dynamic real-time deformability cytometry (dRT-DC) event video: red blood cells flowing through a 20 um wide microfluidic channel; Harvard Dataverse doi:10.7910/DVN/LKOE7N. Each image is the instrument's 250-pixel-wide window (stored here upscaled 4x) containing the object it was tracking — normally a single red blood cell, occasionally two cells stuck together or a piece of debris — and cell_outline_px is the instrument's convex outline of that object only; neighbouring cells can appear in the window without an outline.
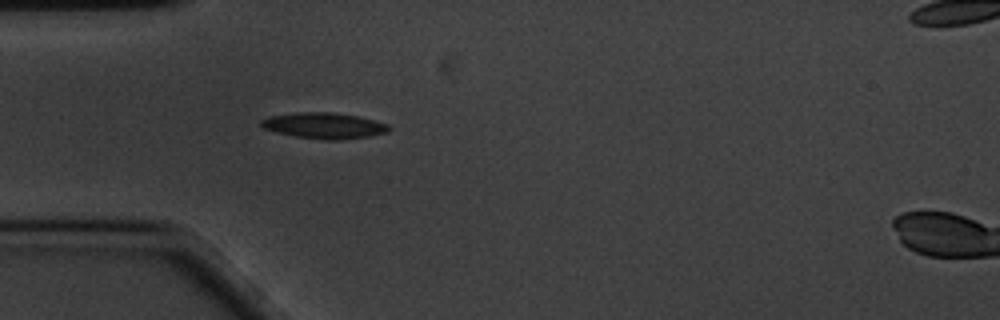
{"species": "common noctule bat (a hibernating species)", "species_latin": "Nyctalus noctula", "temperature_condition": "cold", "stored_images_in_passage": 43, "camera_frame_rate_fps": 3000, "um_per_image_px": 0.085, "animal": {"sex": "male", "body_mass_g": 20.1, "forearm_length_mm": 53.5}, "frame": {"image": 1, "passage_image": 1, "time_ms": 0.0, "image_size_px": [1000, 320], "cell_outline_px": [[392, 128], [388, 132], [368, 136], [340, 140], [328, 140], [296, 136], [276, 132], [264, 128], [260, 124], [260, 120], [268, 116], [296, 112], [332, 112], [356, 116], [388, 124]], "centroid_in_image_um": [27.53, 10.67], "position_along_channel_um": 57.5, "area_um2": 19.19}}
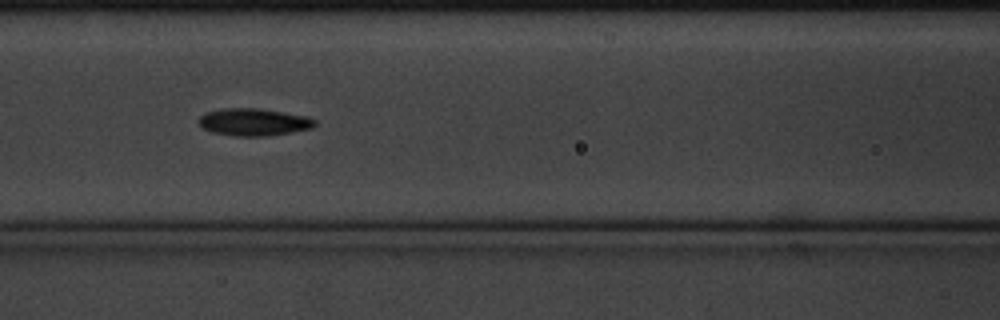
{"frame": {"image": 2, "passage_image": 9, "time_ms": 2.667, "image_size_px": [1000, 320], "cell_outline_px": [[316, 124], [312, 128], [268, 136], [232, 136], [212, 132], [200, 128], [196, 120], [204, 112], [220, 108], [256, 108], [308, 116], [316, 120]], "centroid_in_image_um": [21.49, 10.37], "position_along_channel_um": 145.1, "area_um2": 18.79}}
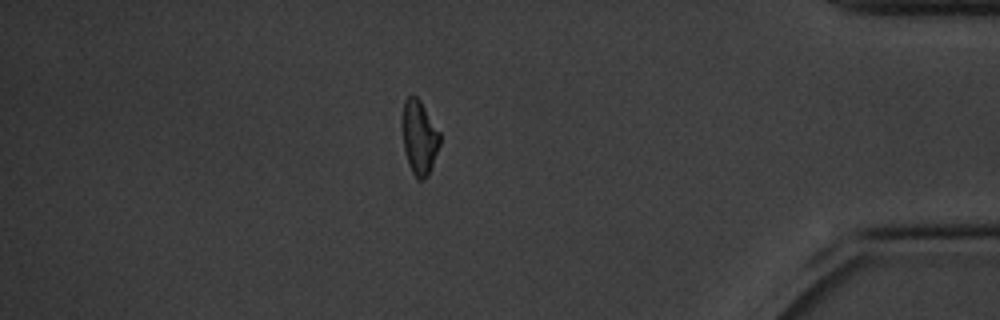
{"frame": {"image": 3, "passage_image": 35, "time_ms": 11.333, "image_size_px": [1000, 320], "cell_outline_px": [[440, 144], [432, 168], [428, 176], [424, 180], [416, 180], [408, 164], [404, 152], [404, 100], [412, 92], [420, 100], [440, 132]], "centroid_in_image_um": [35.67, 11.72], "position_along_channel_um": 399.5, "area_um2": 16.18}, "authors_computed_cell_mechanics": {"area_um2": 17.1666, "velocity_mm_per_s": 3.3812, "shape_relaxation_time_tau1_ms": 2.8086, "shape_relaxation_time_tau2_ms": null, "deformation_change_tau1": 0.1107, "deformation_change_tau2": null}}